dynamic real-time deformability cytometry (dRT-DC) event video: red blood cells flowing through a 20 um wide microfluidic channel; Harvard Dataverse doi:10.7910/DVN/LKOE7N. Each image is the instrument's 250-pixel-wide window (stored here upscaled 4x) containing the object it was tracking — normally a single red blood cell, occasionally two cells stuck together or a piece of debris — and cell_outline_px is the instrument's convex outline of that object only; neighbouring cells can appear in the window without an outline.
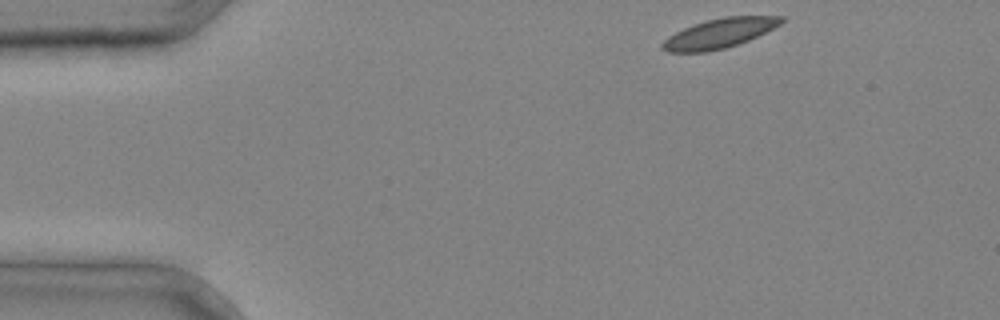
{"species": "common noctule bat (a hibernating species)", "species_latin": "Nyctalus noctula", "temperature_condition": "cold", "stored_images_in_passage": 2, "camera_frame_rate_fps": 3000, "um_per_image_px": 0.085, "animal": {"sex": "male", "body_mass_g": 20.4}, "frame": {"image": 1, "passage_image": 1, "time_ms": 0.0, "image_size_px": [1000, 320], "cell_outline_px": [[784, 20], [780, 24], [748, 40], [724, 48], [704, 52], [668, 52], [660, 48], [660, 44], [668, 36], [692, 24], [704, 20], [724, 16], [784, 16]], "centroid_in_image_um": [61.09, 2.82], "position_along_channel_um": 23.9, "area_um2": 20.35}}
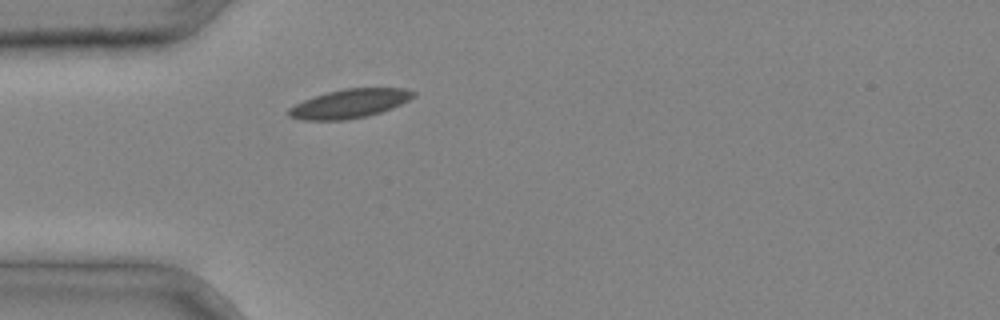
{"frame": {"image": 2, "passage_image": 2, "time_ms": 0.333, "image_size_px": [1000, 320], "cell_outline_px": [[416, 96], [392, 108], [368, 116], [344, 120], [304, 120], [288, 116], [288, 108], [304, 100], [328, 92], [344, 88], [404, 88], [416, 92]], "centroid_in_image_um": [29.73, 8.8], "position_along_channel_um": 55.3, "area_um2": 20.87}}